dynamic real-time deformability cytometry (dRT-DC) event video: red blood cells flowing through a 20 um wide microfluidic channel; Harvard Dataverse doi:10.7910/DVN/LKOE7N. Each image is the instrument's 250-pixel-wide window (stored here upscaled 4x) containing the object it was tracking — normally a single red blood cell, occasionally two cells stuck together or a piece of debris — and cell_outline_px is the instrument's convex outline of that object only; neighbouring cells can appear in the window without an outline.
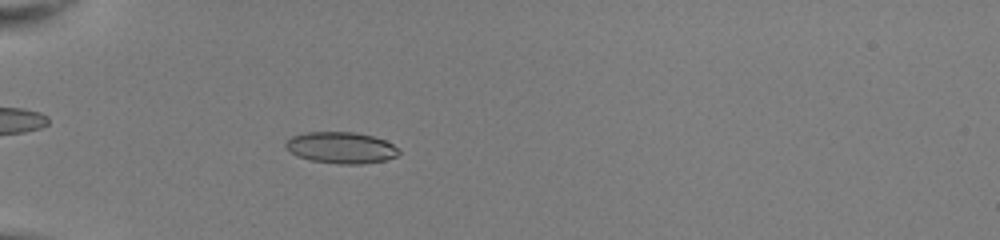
{"species": "common noctule bat (a hibernating species)", "species_latin": "Nyctalus noctula", "temperature_condition": "room temperature", "stored_images_in_passage": 52, "camera_frame_rate_fps": 3000, "um_per_image_px": 0.085, "animal": {"sex": "female", "body_mass_g": 22.0, "forearm_length_mm": 56.7}, "frame": {"image": 1, "passage_image": 18, "time_ms": 5.667, "image_size_px": [1000, 240], "cell_outline_px": [[400, 152], [396, 156], [384, 160], [360, 164], [340, 164], [312, 160], [296, 156], [284, 148], [284, 144], [292, 136], [308, 132], [356, 132], [372, 136], [384, 140], [392, 144]], "centroid_in_image_um": [28.95, 12.55], "position_along_channel_um": 56.1, "area_um2": 20.58}}
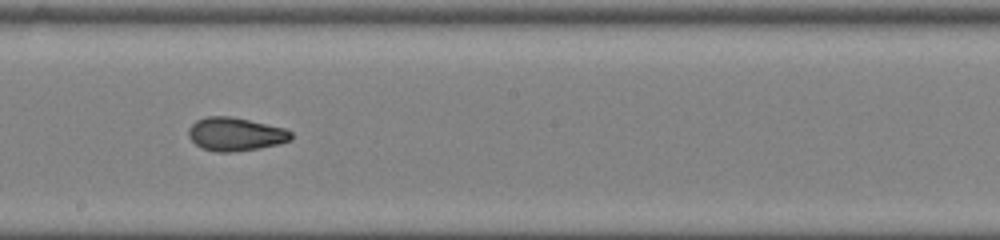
{"frame": {"image": 2, "passage_image": 32, "time_ms": 10.333, "image_size_px": [1000, 240], "cell_outline_px": [[292, 140], [280, 144], [260, 148], [232, 152], [216, 152], [200, 148], [188, 136], [188, 128], [196, 120], [208, 116], [228, 116], [248, 120], [284, 128], [292, 132]], "centroid_in_image_um": [20.01, 11.41], "position_along_channel_um": 228.2, "area_um2": 20.0}}
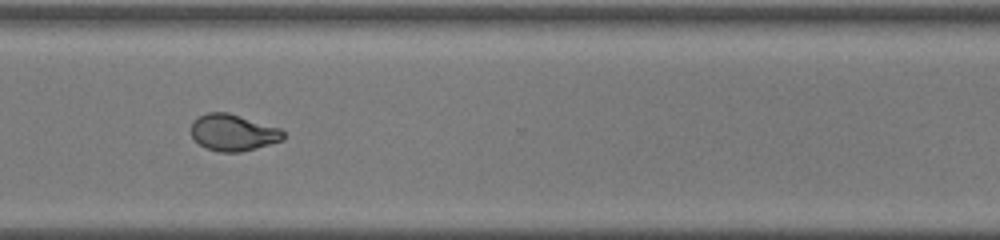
{"frame": {"image": 3, "passage_image": 41, "time_ms": 13.333, "image_size_px": [1000, 240], "cell_outline_px": [[284, 140], [256, 148], [240, 152], [220, 152], [208, 148], [200, 144], [192, 136], [192, 120], [208, 112], [228, 112], [280, 128], [284, 132]], "centroid_in_image_um": [19.83, 11.26], "position_along_channel_um": 350.8, "area_um2": 19.54}, "authors_computed_cell_mechanics": {"area_um2": 20.2878, "velocity_mm_per_s": 4.0744, "shape_relaxation_time_tau1_ms": null, "shape_relaxation_time_tau2_ms": 1.0188, "deformation_change_tau1": null, "deformation_change_tau2": 0.0539}}